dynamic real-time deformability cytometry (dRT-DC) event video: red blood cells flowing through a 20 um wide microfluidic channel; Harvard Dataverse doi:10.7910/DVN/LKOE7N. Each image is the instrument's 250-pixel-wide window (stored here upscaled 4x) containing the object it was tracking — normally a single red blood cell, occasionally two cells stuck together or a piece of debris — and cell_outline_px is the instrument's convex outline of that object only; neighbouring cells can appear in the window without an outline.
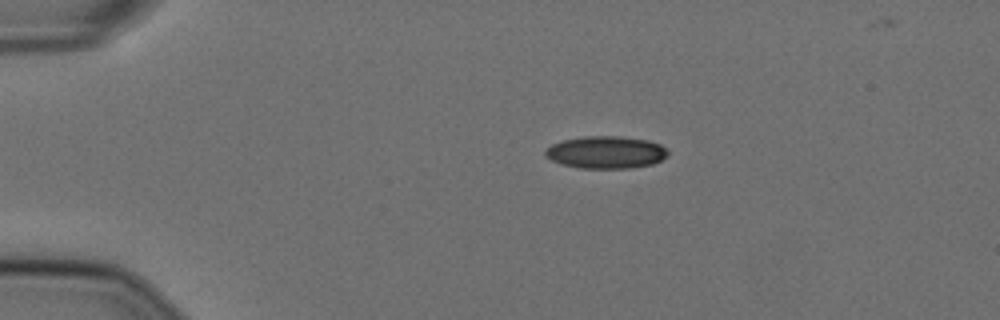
{"species": "Egyptian fruit bat (a non-hibernating species)", "species_latin": "Rousettus aegyptiacus", "temperature_condition": "cold", "stored_images_in_passage": 8, "camera_frame_rate_fps": 3000, "um_per_image_px": 0.085, "animal": {"sex": "female"}, "frame": {"image": 1, "passage_image": 1, "time_ms": 0.0, "image_size_px": [1000, 320], "cell_outline_px": [[668, 156], [652, 164], [632, 168], [580, 168], [564, 164], [552, 160], [544, 156], [544, 152], [552, 144], [564, 140], [584, 136], [620, 136], [648, 140], [660, 144], [668, 152]], "centroid_in_image_um": [51.52, 12.94], "position_along_channel_um": 33.5, "area_um2": 23.0}}